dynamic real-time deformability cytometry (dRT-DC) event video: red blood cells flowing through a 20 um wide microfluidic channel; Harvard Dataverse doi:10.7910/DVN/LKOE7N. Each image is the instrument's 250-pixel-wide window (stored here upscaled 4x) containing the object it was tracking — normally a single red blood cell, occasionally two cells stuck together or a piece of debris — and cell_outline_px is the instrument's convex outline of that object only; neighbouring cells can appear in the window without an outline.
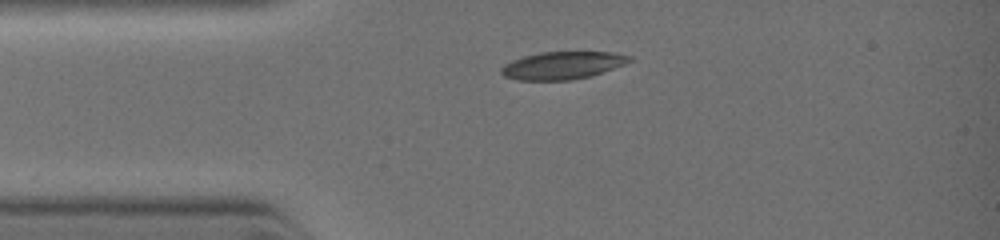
{"species": "common noctule bat (a hibernating species)", "species_latin": "Nyctalus noctula", "temperature_condition": "warm", "stored_images_in_passage": 2, "camera_frame_rate_fps": 3000, "um_per_image_px": 0.085, "animal": {"sex": "female", "body_mass_g": 19.0, "forearm_length_mm": 51.5}, "frame": {"image": 1, "passage_image": 1, "time_ms": 0.0, "image_size_px": [1000, 240], "cell_outline_px": [[632, 60], [624, 64], [588, 76], [572, 80], [516, 80], [504, 76], [500, 72], [500, 68], [504, 64], [512, 60], [524, 56], [540, 52], [612, 52], [632, 56]], "centroid_in_image_um": [47.76, 5.55], "position_along_channel_um": 37.2, "area_um2": 20.46}}